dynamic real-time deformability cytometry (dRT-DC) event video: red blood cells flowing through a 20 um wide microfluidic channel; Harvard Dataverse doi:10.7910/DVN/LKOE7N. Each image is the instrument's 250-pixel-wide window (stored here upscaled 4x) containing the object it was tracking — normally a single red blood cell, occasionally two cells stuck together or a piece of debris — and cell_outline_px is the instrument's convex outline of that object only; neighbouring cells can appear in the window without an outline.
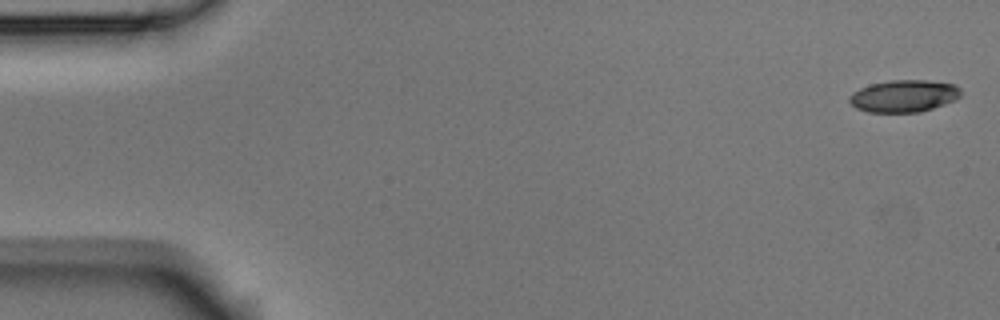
{"species": "Egyptian fruit bat (a non-hibernating species)", "species_latin": "Rousettus aegyptiacus", "temperature_condition": "room temperature", "stored_images_in_passage": 5, "camera_frame_rate_fps": 3000, "um_per_image_px": 0.085, "animal": {"sex": "male"}, "frame": {"image": 1, "passage_image": 1, "time_ms": 0.0, "image_size_px": [1000, 320], "cell_outline_px": [[960, 96], [956, 100], [920, 112], [868, 112], [856, 108], [848, 100], [848, 96], [852, 92], [860, 88], [872, 84], [888, 80], [928, 80], [956, 84], [960, 88]], "centroid_in_image_um": [76.83, 8.15], "position_along_channel_um": 8.2, "area_um2": 20.98}}
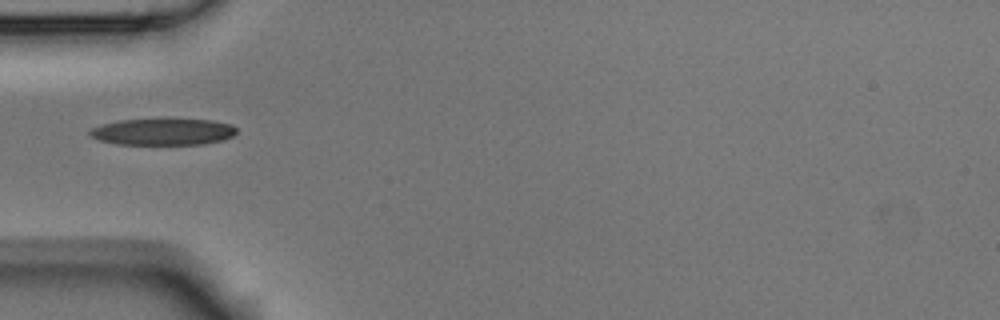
{"frame": {"image": 2, "passage_image": 5, "time_ms": 1.333, "image_size_px": [1000, 320], "cell_outline_px": [[236, 132], [232, 136], [224, 140], [204, 144], [116, 144], [100, 140], [92, 136], [88, 132], [92, 128], [100, 124], [120, 120], [168, 116], [212, 120], [232, 124], [236, 128]], "centroid_in_image_um": [13.89, 11.15], "position_along_channel_um": 71.1, "area_um2": 23.81}}